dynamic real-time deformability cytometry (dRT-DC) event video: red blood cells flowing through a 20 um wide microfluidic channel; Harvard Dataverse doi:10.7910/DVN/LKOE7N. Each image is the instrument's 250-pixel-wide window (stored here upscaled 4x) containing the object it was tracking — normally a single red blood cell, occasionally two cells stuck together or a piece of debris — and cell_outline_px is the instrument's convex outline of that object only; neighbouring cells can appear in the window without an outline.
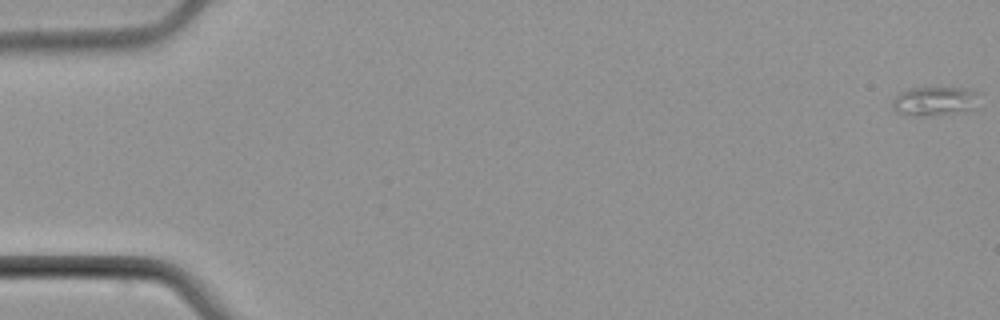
{"species": "common noctule bat (a hibernating species)", "species_latin": "Nyctalus noctula", "temperature_condition": "cold", "stored_images_in_passage": 5, "camera_frame_rate_fps": 3000, "um_per_image_px": 0.085, "animal": {"sex": "male", "body_mass_g": 21.5, "forearm_length_mm": 52.0}, "frame": {"image": 1, "passage_image": 1, "time_ms": 0.0, "image_size_px": [1000, 320], "cell_outline_px": [[976, 108], [928, 116], [924, 116], [896, 112], [892, 108], [892, 100], [900, 92], [912, 88], [964, 88], [976, 92]], "centroid_in_image_um": [79.38, 8.59], "position_along_channel_um": 5.6, "area_um2": 14.22}}